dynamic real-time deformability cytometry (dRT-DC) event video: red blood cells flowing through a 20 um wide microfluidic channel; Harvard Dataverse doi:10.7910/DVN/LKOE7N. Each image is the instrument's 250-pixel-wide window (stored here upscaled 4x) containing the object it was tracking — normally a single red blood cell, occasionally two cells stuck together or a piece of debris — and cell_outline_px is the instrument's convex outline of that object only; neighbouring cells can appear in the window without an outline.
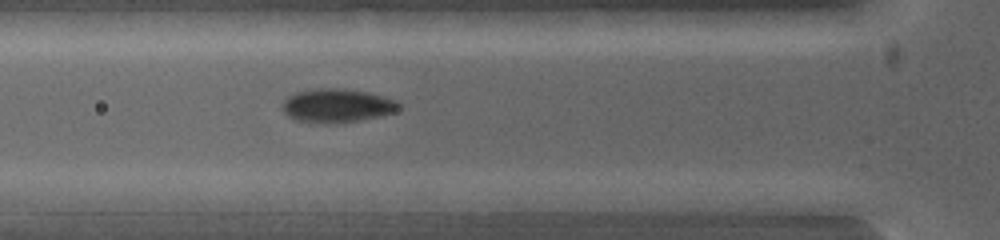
{"species": "common noctule bat (a hibernating species)", "species_latin": "Nyctalus noctula", "temperature_condition": "warm", "stored_images_in_passage": 4, "camera_frame_rate_fps": 5000, "um_per_image_px": 0.085, "animal": {"sex": "female", "body_mass_g": 19.0, "forearm_length_mm": 53.3}, "frame": {"image": 1, "passage_image": 4, "time_ms": 1.2, "image_size_px": [1000, 240], "cell_outline_px": [[600, 196], [596, 200], [576, 212], [516, 216], [508, 212], [488, 200], [504, 192], [600, 192]], "centroid_in_image_um": [46.21, 17.19], "position_along_channel_um": 79.6, "area_um2": 14.57}}